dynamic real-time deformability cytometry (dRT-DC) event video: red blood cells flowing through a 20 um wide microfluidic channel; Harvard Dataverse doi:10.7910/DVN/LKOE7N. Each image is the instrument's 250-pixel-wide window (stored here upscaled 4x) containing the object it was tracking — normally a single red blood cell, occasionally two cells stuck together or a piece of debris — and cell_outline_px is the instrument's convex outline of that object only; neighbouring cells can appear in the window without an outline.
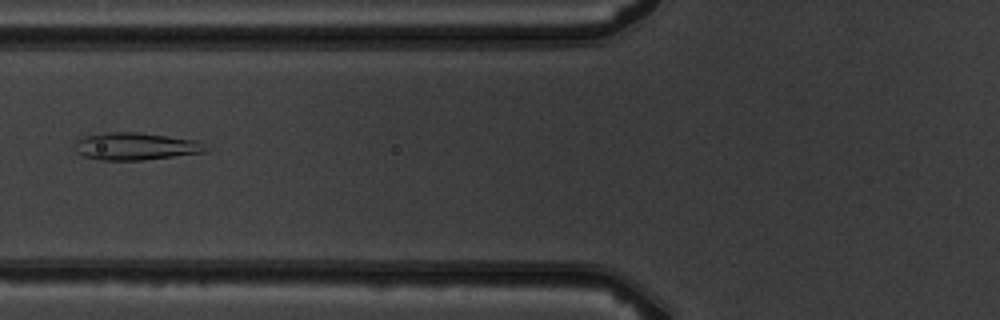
{"species": "common noctule bat (a hibernating species)", "species_latin": "Nyctalus noctula", "temperature_condition": "warm", "stored_images_in_passage": 6, "camera_frame_rate_fps": 3000, "um_per_image_px": 0.085, "animal": {"sex": "male", "body_mass_g": 19.5, "forearm_length_mm": 54.6}, "frame": {"image": 1, "passage_image": 6, "time_ms": 6.333, "image_size_px": [1000, 320], "cell_outline_px": [[212, 148], [208, 152], [140, 160], [100, 160], [84, 156], [76, 152], [72, 144], [76, 140], [84, 136], [108, 132], [140, 132], [196, 140]], "centroid_in_image_um": [11.54, 12.43], "position_along_channel_um": 114.3, "area_um2": 21.15}}